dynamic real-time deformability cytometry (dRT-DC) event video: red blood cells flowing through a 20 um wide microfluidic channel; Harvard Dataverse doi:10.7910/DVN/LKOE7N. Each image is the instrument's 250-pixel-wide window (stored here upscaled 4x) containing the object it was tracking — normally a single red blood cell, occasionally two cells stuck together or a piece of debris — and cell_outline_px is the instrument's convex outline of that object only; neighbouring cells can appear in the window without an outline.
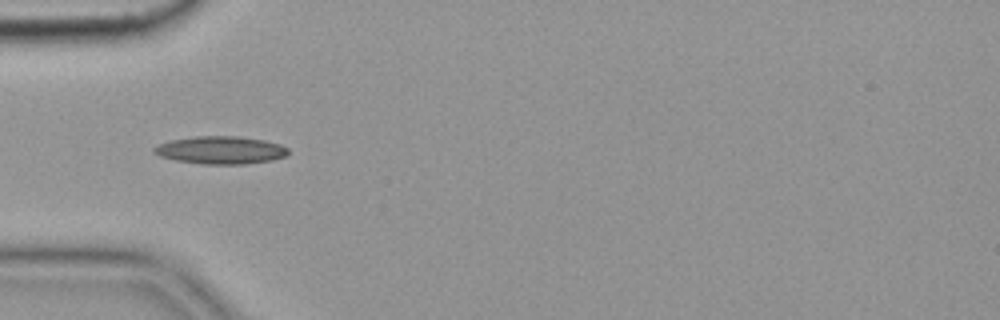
{"species": "common noctule bat (a hibernating species)", "species_latin": "Nyctalus noctula", "temperature_condition": "cold", "stored_images_in_passage": 45, "camera_frame_rate_fps": 3000, "um_per_image_px": 0.085, "animal": {"sex": "female", "body_mass_g": 19.9}, "frame": {"image": 1, "passage_image": 7, "time_ms": 2.0, "image_size_px": [1000, 320], "cell_outline_px": [[288, 152], [284, 156], [272, 160], [244, 164], [200, 164], [176, 160], [160, 156], [152, 152], [152, 148], [160, 144], [172, 140], [196, 136], [240, 136], [264, 140], [280, 144], [288, 148]], "centroid_in_image_um": [18.75, 12.76], "position_along_channel_um": 66.3, "area_um2": 21.62}, "authors_computed_cell_mechanics": {"area_um2": 19.3052, "velocity_mm_per_s": 3.6472, "shape_relaxation_time_tau1_ms": 7.8745, "shape_relaxation_time_tau2_ms": null, "deformation_change_tau1": 0.1304, "deformation_change_tau2": null}}